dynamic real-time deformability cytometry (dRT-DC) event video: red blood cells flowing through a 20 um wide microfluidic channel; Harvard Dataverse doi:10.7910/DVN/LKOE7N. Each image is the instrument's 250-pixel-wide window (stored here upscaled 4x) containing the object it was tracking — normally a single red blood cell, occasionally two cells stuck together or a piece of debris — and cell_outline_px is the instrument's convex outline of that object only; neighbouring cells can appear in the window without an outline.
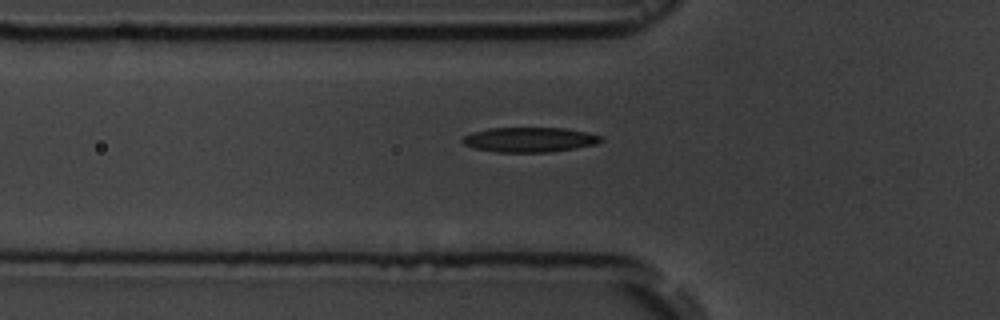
{"species": "common noctule bat (a hibernating species)", "species_latin": "Nyctalus noctula", "temperature_condition": "room temperature", "stored_images_in_passage": 4, "camera_frame_rate_fps": 3000, "um_per_image_px": 0.085, "animal": {"sex": "male", "body_mass_g": 19.5, "forearm_length_mm": 54.6}, "frame": {"image": 1, "passage_image": 4, "time_ms": 3.333, "image_size_px": [1000, 320], "cell_outline_px": [[604, 140], [596, 144], [576, 148], [552, 152], [496, 152], [476, 148], [464, 144], [460, 140], [464, 136], [472, 132], [488, 128], [564, 128], [604, 136]], "centroid_in_image_um": [45.03, 11.87], "position_along_channel_um": 80.8, "area_um2": 20.06}}